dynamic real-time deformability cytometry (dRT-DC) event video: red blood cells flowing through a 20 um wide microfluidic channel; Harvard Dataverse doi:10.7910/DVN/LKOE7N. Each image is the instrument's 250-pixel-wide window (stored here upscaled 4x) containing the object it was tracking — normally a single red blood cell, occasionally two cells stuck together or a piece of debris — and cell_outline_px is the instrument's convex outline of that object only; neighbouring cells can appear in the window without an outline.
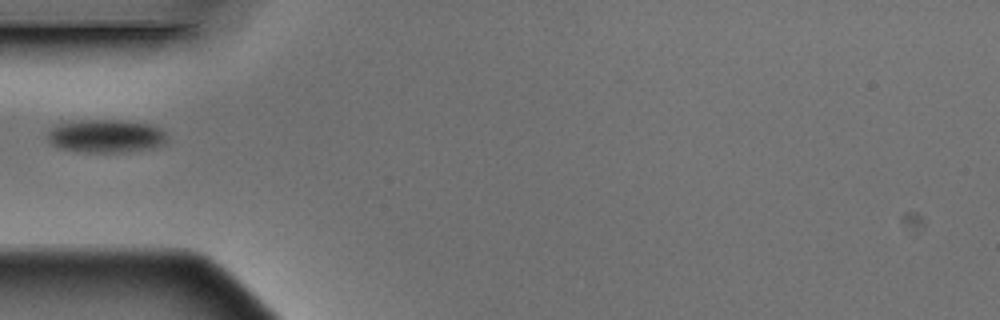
{"species": "Egyptian fruit bat (a non-hibernating species)", "species_latin": "Rousettus aegyptiacus", "temperature_condition": "warm", "stored_images_in_passage": 5, "camera_frame_rate_fps": 3000, "um_per_image_px": 0.085, "animal": {"sex": "male"}, "frame": {"image": 1, "passage_image": 5, "time_ms": 1.333, "image_size_px": [1000, 320], "cell_outline_px": [[164, 144], [144, 148], [120, 152], [80, 152], [60, 148], [52, 144], [48, 140], [48, 132], [56, 124], [80, 120], [120, 120], [152, 124], [160, 128], [164, 132]], "centroid_in_image_um": [8.94, 11.55], "position_along_channel_um": 76.1, "area_um2": 22.77}}